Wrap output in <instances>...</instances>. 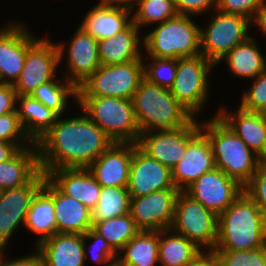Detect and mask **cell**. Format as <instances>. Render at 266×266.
Wrapping results in <instances>:
<instances>
[{
	"instance_id": "29",
	"label": "cell",
	"mask_w": 266,
	"mask_h": 266,
	"mask_svg": "<svg viewBox=\"0 0 266 266\" xmlns=\"http://www.w3.org/2000/svg\"><path fill=\"white\" fill-rule=\"evenodd\" d=\"M16 110L26 135L33 143H36L59 117L55 111L30 95H17Z\"/></svg>"
},
{
	"instance_id": "8",
	"label": "cell",
	"mask_w": 266,
	"mask_h": 266,
	"mask_svg": "<svg viewBox=\"0 0 266 266\" xmlns=\"http://www.w3.org/2000/svg\"><path fill=\"white\" fill-rule=\"evenodd\" d=\"M207 17V25L200 27V52L216 65L236 45L251 36V20L217 9Z\"/></svg>"
},
{
	"instance_id": "9",
	"label": "cell",
	"mask_w": 266,
	"mask_h": 266,
	"mask_svg": "<svg viewBox=\"0 0 266 266\" xmlns=\"http://www.w3.org/2000/svg\"><path fill=\"white\" fill-rule=\"evenodd\" d=\"M218 216L184 191L178 194L170 230L186 237L201 251H214Z\"/></svg>"
},
{
	"instance_id": "51",
	"label": "cell",
	"mask_w": 266,
	"mask_h": 266,
	"mask_svg": "<svg viewBox=\"0 0 266 266\" xmlns=\"http://www.w3.org/2000/svg\"><path fill=\"white\" fill-rule=\"evenodd\" d=\"M257 160H258L259 165L266 167V136L263 142V146L260 152L257 154Z\"/></svg>"
},
{
	"instance_id": "20",
	"label": "cell",
	"mask_w": 266,
	"mask_h": 266,
	"mask_svg": "<svg viewBox=\"0 0 266 266\" xmlns=\"http://www.w3.org/2000/svg\"><path fill=\"white\" fill-rule=\"evenodd\" d=\"M133 152L134 143L114 142L88 169L103 187L127 188Z\"/></svg>"
},
{
	"instance_id": "15",
	"label": "cell",
	"mask_w": 266,
	"mask_h": 266,
	"mask_svg": "<svg viewBox=\"0 0 266 266\" xmlns=\"http://www.w3.org/2000/svg\"><path fill=\"white\" fill-rule=\"evenodd\" d=\"M201 130V121L194 118L176 130L147 131L140 134L138 147L150 158L170 170L183 159L189 141Z\"/></svg>"
},
{
	"instance_id": "32",
	"label": "cell",
	"mask_w": 266,
	"mask_h": 266,
	"mask_svg": "<svg viewBox=\"0 0 266 266\" xmlns=\"http://www.w3.org/2000/svg\"><path fill=\"white\" fill-rule=\"evenodd\" d=\"M200 252L186 237L170 229L159 231L158 257L161 266H190Z\"/></svg>"
},
{
	"instance_id": "2",
	"label": "cell",
	"mask_w": 266,
	"mask_h": 266,
	"mask_svg": "<svg viewBox=\"0 0 266 266\" xmlns=\"http://www.w3.org/2000/svg\"><path fill=\"white\" fill-rule=\"evenodd\" d=\"M266 246V218L243 192L218 216L214 251H242Z\"/></svg>"
},
{
	"instance_id": "34",
	"label": "cell",
	"mask_w": 266,
	"mask_h": 266,
	"mask_svg": "<svg viewBox=\"0 0 266 266\" xmlns=\"http://www.w3.org/2000/svg\"><path fill=\"white\" fill-rule=\"evenodd\" d=\"M92 229L103 236L116 253L141 231L130 213L93 222Z\"/></svg>"
},
{
	"instance_id": "52",
	"label": "cell",
	"mask_w": 266,
	"mask_h": 266,
	"mask_svg": "<svg viewBox=\"0 0 266 266\" xmlns=\"http://www.w3.org/2000/svg\"><path fill=\"white\" fill-rule=\"evenodd\" d=\"M108 266H123V265H121L117 260L116 261H114V262H112L110 265H108Z\"/></svg>"
},
{
	"instance_id": "1",
	"label": "cell",
	"mask_w": 266,
	"mask_h": 266,
	"mask_svg": "<svg viewBox=\"0 0 266 266\" xmlns=\"http://www.w3.org/2000/svg\"><path fill=\"white\" fill-rule=\"evenodd\" d=\"M76 107L81 113L75 117L59 116L36 142L40 169L46 175L57 168H88L114 143L85 112Z\"/></svg>"
},
{
	"instance_id": "22",
	"label": "cell",
	"mask_w": 266,
	"mask_h": 266,
	"mask_svg": "<svg viewBox=\"0 0 266 266\" xmlns=\"http://www.w3.org/2000/svg\"><path fill=\"white\" fill-rule=\"evenodd\" d=\"M46 177L65 195L92 210L99 200L102 186L88 168H57Z\"/></svg>"
},
{
	"instance_id": "36",
	"label": "cell",
	"mask_w": 266,
	"mask_h": 266,
	"mask_svg": "<svg viewBox=\"0 0 266 266\" xmlns=\"http://www.w3.org/2000/svg\"><path fill=\"white\" fill-rule=\"evenodd\" d=\"M178 15L173 0H138L132 10V22L140 29L163 23Z\"/></svg>"
},
{
	"instance_id": "48",
	"label": "cell",
	"mask_w": 266,
	"mask_h": 266,
	"mask_svg": "<svg viewBox=\"0 0 266 266\" xmlns=\"http://www.w3.org/2000/svg\"><path fill=\"white\" fill-rule=\"evenodd\" d=\"M251 26H255L257 31H260L259 34L262 33V37H266V1L257 10L254 19L251 21Z\"/></svg>"
},
{
	"instance_id": "45",
	"label": "cell",
	"mask_w": 266,
	"mask_h": 266,
	"mask_svg": "<svg viewBox=\"0 0 266 266\" xmlns=\"http://www.w3.org/2000/svg\"><path fill=\"white\" fill-rule=\"evenodd\" d=\"M17 93L12 84H0V116L15 112Z\"/></svg>"
},
{
	"instance_id": "10",
	"label": "cell",
	"mask_w": 266,
	"mask_h": 266,
	"mask_svg": "<svg viewBox=\"0 0 266 266\" xmlns=\"http://www.w3.org/2000/svg\"><path fill=\"white\" fill-rule=\"evenodd\" d=\"M143 79V60H134L114 65H101L78 88V97L132 99Z\"/></svg>"
},
{
	"instance_id": "31",
	"label": "cell",
	"mask_w": 266,
	"mask_h": 266,
	"mask_svg": "<svg viewBox=\"0 0 266 266\" xmlns=\"http://www.w3.org/2000/svg\"><path fill=\"white\" fill-rule=\"evenodd\" d=\"M24 227L37 235L34 247L57 232L53 199L42 188L31 202Z\"/></svg>"
},
{
	"instance_id": "50",
	"label": "cell",
	"mask_w": 266,
	"mask_h": 266,
	"mask_svg": "<svg viewBox=\"0 0 266 266\" xmlns=\"http://www.w3.org/2000/svg\"><path fill=\"white\" fill-rule=\"evenodd\" d=\"M98 1L112 7H122L129 9L131 11L136 7L138 2V0H98Z\"/></svg>"
},
{
	"instance_id": "12",
	"label": "cell",
	"mask_w": 266,
	"mask_h": 266,
	"mask_svg": "<svg viewBox=\"0 0 266 266\" xmlns=\"http://www.w3.org/2000/svg\"><path fill=\"white\" fill-rule=\"evenodd\" d=\"M51 39L42 35L28 49L23 69L13 84L17 95H31L40 85L59 77V51Z\"/></svg>"
},
{
	"instance_id": "19",
	"label": "cell",
	"mask_w": 266,
	"mask_h": 266,
	"mask_svg": "<svg viewBox=\"0 0 266 266\" xmlns=\"http://www.w3.org/2000/svg\"><path fill=\"white\" fill-rule=\"evenodd\" d=\"M215 168L214 156L207 136L200 130L188 143L186 153L171 170L174 186L185 191L202 174Z\"/></svg>"
},
{
	"instance_id": "6",
	"label": "cell",
	"mask_w": 266,
	"mask_h": 266,
	"mask_svg": "<svg viewBox=\"0 0 266 266\" xmlns=\"http://www.w3.org/2000/svg\"><path fill=\"white\" fill-rule=\"evenodd\" d=\"M77 106L114 142L138 143L141 132L132 99L78 97Z\"/></svg>"
},
{
	"instance_id": "16",
	"label": "cell",
	"mask_w": 266,
	"mask_h": 266,
	"mask_svg": "<svg viewBox=\"0 0 266 266\" xmlns=\"http://www.w3.org/2000/svg\"><path fill=\"white\" fill-rule=\"evenodd\" d=\"M177 188L155 191L130 198V214L141 231H161L173 224Z\"/></svg>"
},
{
	"instance_id": "33",
	"label": "cell",
	"mask_w": 266,
	"mask_h": 266,
	"mask_svg": "<svg viewBox=\"0 0 266 266\" xmlns=\"http://www.w3.org/2000/svg\"><path fill=\"white\" fill-rule=\"evenodd\" d=\"M30 96L61 116L68 112L67 108L70 109L68 107L70 100L77 105L78 89L64 77H57L55 80L40 85Z\"/></svg>"
},
{
	"instance_id": "40",
	"label": "cell",
	"mask_w": 266,
	"mask_h": 266,
	"mask_svg": "<svg viewBox=\"0 0 266 266\" xmlns=\"http://www.w3.org/2000/svg\"><path fill=\"white\" fill-rule=\"evenodd\" d=\"M221 266H266V246L242 251H215Z\"/></svg>"
},
{
	"instance_id": "26",
	"label": "cell",
	"mask_w": 266,
	"mask_h": 266,
	"mask_svg": "<svg viewBox=\"0 0 266 266\" xmlns=\"http://www.w3.org/2000/svg\"><path fill=\"white\" fill-rule=\"evenodd\" d=\"M221 105L214 116L217 115L257 155L266 136V120L261 112H248L238 105L236 110L229 111L226 106Z\"/></svg>"
},
{
	"instance_id": "41",
	"label": "cell",
	"mask_w": 266,
	"mask_h": 266,
	"mask_svg": "<svg viewBox=\"0 0 266 266\" xmlns=\"http://www.w3.org/2000/svg\"><path fill=\"white\" fill-rule=\"evenodd\" d=\"M249 81L251 85L242 91L239 106L248 112H261L266 107V70Z\"/></svg>"
},
{
	"instance_id": "42",
	"label": "cell",
	"mask_w": 266,
	"mask_h": 266,
	"mask_svg": "<svg viewBox=\"0 0 266 266\" xmlns=\"http://www.w3.org/2000/svg\"><path fill=\"white\" fill-rule=\"evenodd\" d=\"M244 192L256 203L266 218V167L259 165L251 180L244 186Z\"/></svg>"
},
{
	"instance_id": "49",
	"label": "cell",
	"mask_w": 266,
	"mask_h": 266,
	"mask_svg": "<svg viewBox=\"0 0 266 266\" xmlns=\"http://www.w3.org/2000/svg\"><path fill=\"white\" fill-rule=\"evenodd\" d=\"M20 149L13 143L0 141V163L9 160Z\"/></svg>"
},
{
	"instance_id": "24",
	"label": "cell",
	"mask_w": 266,
	"mask_h": 266,
	"mask_svg": "<svg viewBox=\"0 0 266 266\" xmlns=\"http://www.w3.org/2000/svg\"><path fill=\"white\" fill-rule=\"evenodd\" d=\"M133 22L111 38L99 40L101 65H114L143 60V34Z\"/></svg>"
},
{
	"instance_id": "3",
	"label": "cell",
	"mask_w": 266,
	"mask_h": 266,
	"mask_svg": "<svg viewBox=\"0 0 266 266\" xmlns=\"http://www.w3.org/2000/svg\"><path fill=\"white\" fill-rule=\"evenodd\" d=\"M201 131L211 145L215 167L244 187L259 167L257 155L217 115L203 118Z\"/></svg>"
},
{
	"instance_id": "39",
	"label": "cell",
	"mask_w": 266,
	"mask_h": 266,
	"mask_svg": "<svg viewBox=\"0 0 266 266\" xmlns=\"http://www.w3.org/2000/svg\"><path fill=\"white\" fill-rule=\"evenodd\" d=\"M0 141L13 143L19 149L34 144L26 135L20 123L17 110L0 116Z\"/></svg>"
},
{
	"instance_id": "11",
	"label": "cell",
	"mask_w": 266,
	"mask_h": 266,
	"mask_svg": "<svg viewBox=\"0 0 266 266\" xmlns=\"http://www.w3.org/2000/svg\"><path fill=\"white\" fill-rule=\"evenodd\" d=\"M69 40L67 43L62 40L56 43L60 67L64 63L67 67H64V74L60 73L78 89L101 66L98 41L80 26L71 34ZM63 60L66 61L63 62Z\"/></svg>"
},
{
	"instance_id": "13",
	"label": "cell",
	"mask_w": 266,
	"mask_h": 266,
	"mask_svg": "<svg viewBox=\"0 0 266 266\" xmlns=\"http://www.w3.org/2000/svg\"><path fill=\"white\" fill-rule=\"evenodd\" d=\"M46 174L41 170L29 183L0 191V252L6 251L12 236L25 225L27 213Z\"/></svg>"
},
{
	"instance_id": "18",
	"label": "cell",
	"mask_w": 266,
	"mask_h": 266,
	"mask_svg": "<svg viewBox=\"0 0 266 266\" xmlns=\"http://www.w3.org/2000/svg\"><path fill=\"white\" fill-rule=\"evenodd\" d=\"M169 188H176L172 181L171 170L150 158L134 143L127 187L130 197H139Z\"/></svg>"
},
{
	"instance_id": "14",
	"label": "cell",
	"mask_w": 266,
	"mask_h": 266,
	"mask_svg": "<svg viewBox=\"0 0 266 266\" xmlns=\"http://www.w3.org/2000/svg\"><path fill=\"white\" fill-rule=\"evenodd\" d=\"M9 21L0 26V84L13 85L23 69L28 49L41 36L32 33L27 23L17 17Z\"/></svg>"
},
{
	"instance_id": "21",
	"label": "cell",
	"mask_w": 266,
	"mask_h": 266,
	"mask_svg": "<svg viewBox=\"0 0 266 266\" xmlns=\"http://www.w3.org/2000/svg\"><path fill=\"white\" fill-rule=\"evenodd\" d=\"M42 189L53 199L58 233L84 235L92 228V213L88 207L62 193L47 177Z\"/></svg>"
},
{
	"instance_id": "44",
	"label": "cell",
	"mask_w": 266,
	"mask_h": 266,
	"mask_svg": "<svg viewBox=\"0 0 266 266\" xmlns=\"http://www.w3.org/2000/svg\"><path fill=\"white\" fill-rule=\"evenodd\" d=\"M180 15L203 17L216 9V0H173ZM209 12V13H208Z\"/></svg>"
},
{
	"instance_id": "30",
	"label": "cell",
	"mask_w": 266,
	"mask_h": 266,
	"mask_svg": "<svg viewBox=\"0 0 266 266\" xmlns=\"http://www.w3.org/2000/svg\"><path fill=\"white\" fill-rule=\"evenodd\" d=\"M159 231H140L118 253L123 266H157Z\"/></svg>"
},
{
	"instance_id": "25",
	"label": "cell",
	"mask_w": 266,
	"mask_h": 266,
	"mask_svg": "<svg viewBox=\"0 0 266 266\" xmlns=\"http://www.w3.org/2000/svg\"><path fill=\"white\" fill-rule=\"evenodd\" d=\"M80 21L78 26L99 41L123 31L132 22V11L122 7H112L99 1Z\"/></svg>"
},
{
	"instance_id": "46",
	"label": "cell",
	"mask_w": 266,
	"mask_h": 266,
	"mask_svg": "<svg viewBox=\"0 0 266 266\" xmlns=\"http://www.w3.org/2000/svg\"><path fill=\"white\" fill-rule=\"evenodd\" d=\"M32 254L14 257L13 259L6 254V251L0 252V266H42L41 258L36 250ZM6 254V255H5Z\"/></svg>"
},
{
	"instance_id": "28",
	"label": "cell",
	"mask_w": 266,
	"mask_h": 266,
	"mask_svg": "<svg viewBox=\"0 0 266 266\" xmlns=\"http://www.w3.org/2000/svg\"><path fill=\"white\" fill-rule=\"evenodd\" d=\"M40 171L38 149L34 143L0 163V191L23 186Z\"/></svg>"
},
{
	"instance_id": "4",
	"label": "cell",
	"mask_w": 266,
	"mask_h": 266,
	"mask_svg": "<svg viewBox=\"0 0 266 266\" xmlns=\"http://www.w3.org/2000/svg\"><path fill=\"white\" fill-rule=\"evenodd\" d=\"M140 132L176 130L188 125L195 117L171 94L145 78L132 97Z\"/></svg>"
},
{
	"instance_id": "17",
	"label": "cell",
	"mask_w": 266,
	"mask_h": 266,
	"mask_svg": "<svg viewBox=\"0 0 266 266\" xmlns=\"http://www.w3.org/2000/svg\"><path fill=\"white\" fill-rule=\"evenodd\" d=\"M184 192L219 216L244 192V187L215 167L202 174Z\"/></svg>"
},
{
	"instance_id": "35",
	"label": "cell",
	"mask_w": 266,
	"mask_h": 266,
	"mask_svg": "<svg viewBox=\"0 0 266 266\" xmlns=\"http://www.w3.org/2000/svg\"><path fill=\"white\" fill-rule=\"evenodd\" d=\"M130 193L127 188H101L99 200L91 210L92 222L107 220L130 213Z\"/></svg>"
},
{
	"instance_id": "43",
	"label": "cell",
	"mask_w": 266,
	"mask_h": 266,
	"mask_svg": "<svg viewBox=\"0 0 266 266\" xmlns=\"http://www.w3.org/2000/svg\"><path fill=\"white\" fill-rule=\"evenodd\" d=\"M266 0H216V9L253 20L257 10Z\"/></svg>"
},
{
	"instance_id": "23",
	"label": "cell",
	"mask_w": 266,
	"mask_h": 266,
	"mask_svg": "<svg viewBox=\"0 0 266 266\" xmlns=\"http://www.w3.org/2000/svg\"><path fill=\"white\" fill-rule=\"evenodd\" d=\"M42 266H85L82 234L58 233L41 241L34 248Z\"/></svg>"
},
{
	"instance_id": "47",
	"label": "cell",
	"mask_w": 266,
	"mask_h": 266,
	"mask_svg": "<svg viewBox=\"0 0 266 266\" xmlns=\"http://www.w3.org/2000/svg\"><path fill=\"white\" fill-rule=\"evenodd\" d=\"M190 266H221V262L215 251H201Z\"/></svg>"
},
{
	"instance_id": "7",
	"label": "cell",
	"mask_w": 266,
	"mask_h": 266,
	"mask_svg": "<svg viewBox=\"0 0 266 266\" xmlns=\"http://www.w3.org/2000/svg\"><path fill=\"white\" fill-rule=\"evenodd\" d=\"M215 67L216 65L203 55L177 59L176 76L170 92L195 118L200 116L210 101L209 80Z\"/></svg>"
},
{
	"instance_id": "27",
	"label": "cell",
	"mask_w": 266,
	"mask_h": 266,
	"mask_svg": "<svg viewBox=\"0 0 266 266\" xmlns=\"http://www.w3.org/2000/svg\"><path fill=\"white\" fill-rule=\"evenodd\" d=\"M256 40L254 36H249L244 42L236 45L218 61L216 68L224 62L230 75L241 79H255L266 70V57Z\"/></svg>"
},
{
	"instance_id": "37",
	"label": "cell",
	"mask_w": 266,
	"mask_h": 266,
	"mask_svg": "<svg viewBox=\"0 0 266 266\" xmlns=\"http://www.w3.org/2000/svg\"><path fill=\"white\" fill-rule=\"evenodd\" d=\"M142 59L144 78L148 82L166 89L173 86L177 71V59L157 57H142Z\"/></svg>"
},
{
	"instance_id": "53",
	"label": "cell",
	"mask_w": 266,
	"mask_h": 266,
	"mask_svg": "<svg viewBox=\"0 0 266 266\" xmlns=\"http://www.w3.org/2000/svg\"><path fill=\"white\" fill-rule=\"evenodd\" d=\"M263 118L266 120V107L261 111Z\"/></svg>"
},
{
	"instance_id": "5",
	"label": "cell",
	"mask_w": 266,
	"mask_h": 266,
	"mask_svg": "<svg viewBox=\"0 0 266 266\" xmlns=\"http://www.w3.org/2000/svg\"><path fill=\"white\" fill-rule=\"evenodd\" d=\"M194 16L180 15L151 26L143 34V57L185 58L201 55L200 27ZM154 27V28H153ZM146 54V56H145Z\"/></svg>"
},
{
	"instance_id": "38",
	"label": "cell",
	"mask_w": 266,
	"mask_h": 266,
	"mask_svg": "<svg viewBox=\"0 0 266 266\" xmlns=\"http://www.w3.org/2000/svg\"><path fill=\"white\" fill-rule=\"evenodd\" d=\"M83 242L85 262L92 260V263L94 261L99 265L108 266L117 260V253L111 248L106 239L92 228L83 235ZM88 243L90 244L88 245Z\"/></svg>"
}]
</instances>
